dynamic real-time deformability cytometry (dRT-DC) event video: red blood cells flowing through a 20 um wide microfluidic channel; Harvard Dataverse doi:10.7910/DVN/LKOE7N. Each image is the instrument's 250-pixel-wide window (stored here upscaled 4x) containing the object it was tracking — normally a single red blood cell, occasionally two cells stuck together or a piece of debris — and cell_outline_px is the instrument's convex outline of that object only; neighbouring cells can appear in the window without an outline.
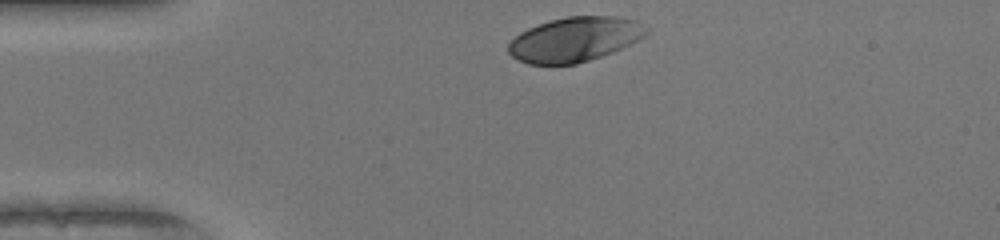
{"species": "human", "species_latin": "Homo sapiens", "temperature_condition": "warm", "stored_images_in_passage": 30, "camera_frame_rate_fps": 3000, "um_per_image_px": 0.085, "donor": {"sex": "female"}, "frame": {"image": 1, "passage_image": 1, "time_ms": 0.0, "image_size_px": [1000, 240], "cell_outline_px": [[648, 32], [644, 36], [612, 52], [576, 64], [528, 64], [512, 56], [508, 52], [508, 44], [520, 32], [528, 28], [552, 20], [568, 16], [616, 16], [636, 20], [648, 28]], "centroid_in_image_um": [48.84, 3.34], "position_along_channel_um": 36.2, "area_um2": 35.43}}
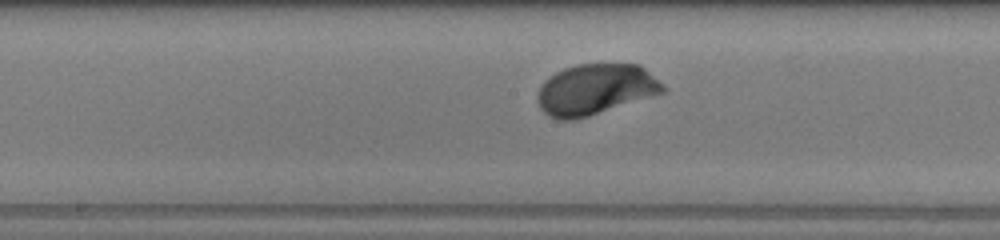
{"frame": {"image": 2, "passage_image": 16, "time_ms": 5.0, "image_size_px": [1000, 240], "cell_outline_px": [[668, 88], [664, 92], [652, 96], [588, 116], [572, 120], [556, 120], [548, 116], [540, 108], [536, 100], [536, 96], [544, 80], [556, 72], [564, 68], [576, 64], [640, 64]], "centroid_in_image_um": [50.58, 7.6], "position_along_channel_um": 197.6, "area_um2": 37.17}}
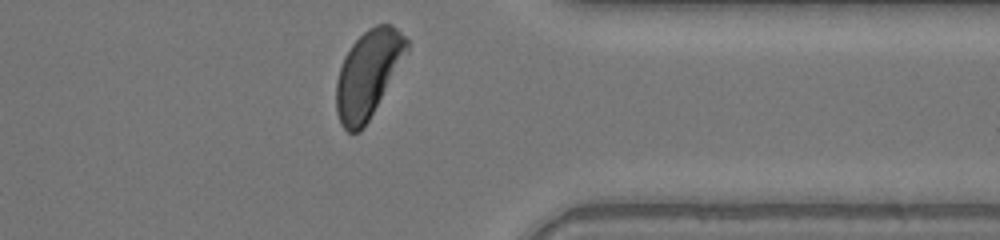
{"frame": {"image": 3, "passage_image": 30, "time_ms": 9.667, "image_size_px": [1000, 240], "cell_outline_px": [[408, 48], [368, 120], [360, 132], [348, 132], [340, 124], [336, 112], [336, 80], [344, 56], [352, 44], [368, 28], [376, 24], [392, 24], [408, 40]], "centroid_in_image_um": [31.23, 6.28], "position_along_channel_um": 380.2, "area_um2": 34.85}, "authors_computed_cell_mechanics": {"area_um2": 36.2984, "velocity_mm_per_s": 4.0815, "shape_relaxation_time_tau1_ms": 1.5677, "shape_relaxation_time_tau2_ms": null, "deformation_change_tau1": 0.1457, "deformation_change_tau2": null}}